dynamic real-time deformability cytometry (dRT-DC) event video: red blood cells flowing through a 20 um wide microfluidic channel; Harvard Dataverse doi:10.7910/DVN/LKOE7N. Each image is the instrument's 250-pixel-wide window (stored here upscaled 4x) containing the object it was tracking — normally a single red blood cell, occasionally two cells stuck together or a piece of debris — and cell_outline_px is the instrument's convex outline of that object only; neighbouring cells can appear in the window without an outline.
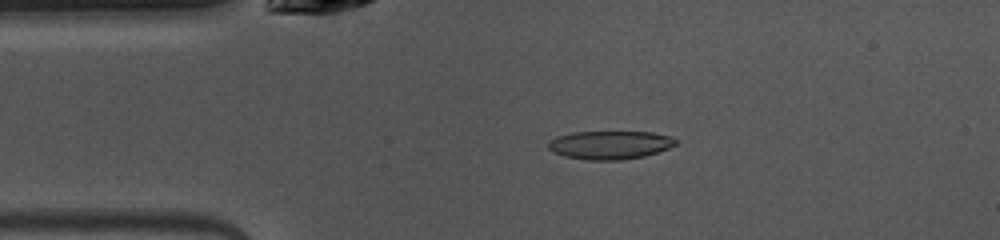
{"species": "common noctule bat (a hibernating species)", "species_latin": "Nyctalus noctula", "temperature_condition": "warm", "stored_images_in_passage": 46, "camera_frame_rate_fps": 3000, "um_per_image_px": 0.085, "animal": {"sex": "female", "body_mass_g": 10.0, "forearm_length_mm": 53.1}, "frame": {"image": 1, "passage_image": 7, "time_ms": 2.0, "image_size_px": [1000, 240], "cell_outline_px": [[676, 144], [668, 148], [644, 156], [620, 160], [588, 160], [564, 156], [552, 152], [548, 148], [548, 140], [556, 136], [572, 132], [652, 132], [668, 136], [676, 140]], "centroid_in_image_um": [51.78, 12.32], "position_along_channel_um": 33.2, "area_um2": 21.04}}
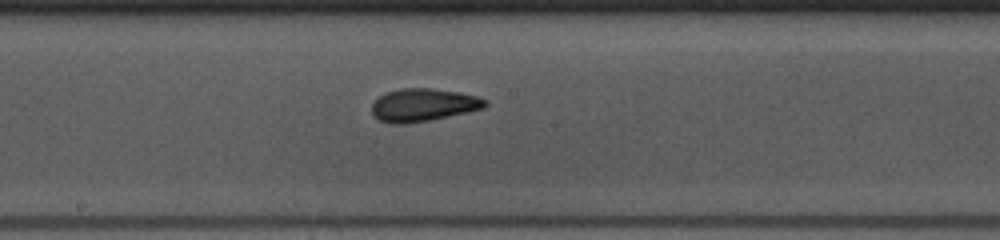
{"frame": {"image": 2, "passage_image": 22, "time_ms": 7.0, "image_size_px": [1000, 240], "cell_outline_px": [[488, 104], [484, 108], [428, 120], [404, 124], [392, 124], [380, 120], [372, 112], [372, 104], [380, 96], [388, 92], [400, 88], [432, 88], [460, 92], [476, 96], [488, 100]], "centroid_in_image_um": [35.99, 8.91], "position_along_channel_um": 212.2, "area_um2": 21.44}}
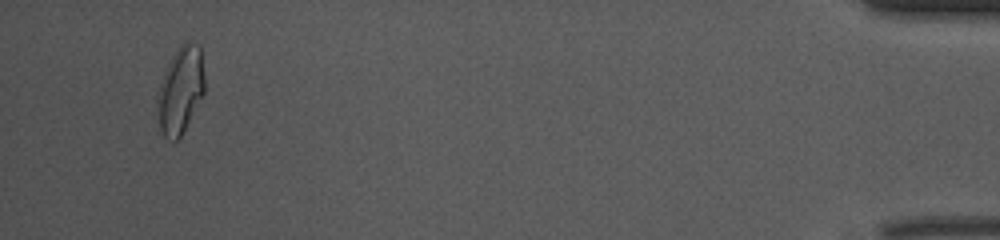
{"frame": {"image": 3, "passage_image": 44, "time_ms": 14.333, "image_size_px": [1000, 240], "cell_outline_px": [[204, 92], [180, 136], [176, 140], [172, 140], [164, 136], [160, 128], [156, 100], [156, 96], [164, 72], [172, 56], [180, 44], [200, 44], [204, 76]], "centroid_in_image_um": [15.32, 7.64], "position_along_channel_um": 419.9, "area_um2": 23.35}, "authors_computed_cell_mechanics": {"area_um2": 21.097, "velocity_mm_per_s": 4.0014, "shape_relaxation_time_tau1_ms": 4.0389, "shape_relaxation_time_tau2_ms": 1.4806, "deformation_change_tau1": 0.1505, "deformation_change_tau2": 0.0738}}